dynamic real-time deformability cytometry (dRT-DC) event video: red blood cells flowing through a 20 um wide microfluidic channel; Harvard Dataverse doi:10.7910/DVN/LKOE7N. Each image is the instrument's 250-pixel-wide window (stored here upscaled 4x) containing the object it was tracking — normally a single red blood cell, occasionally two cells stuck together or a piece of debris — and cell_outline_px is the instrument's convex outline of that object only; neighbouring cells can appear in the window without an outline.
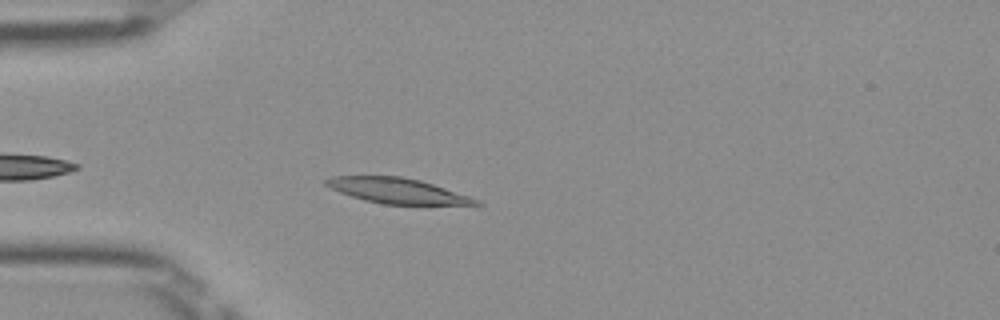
{"species": "Egyptian fruit bat (a non-hibernating species)", "species_latin": "Rousettus aegyptiacus", "temperature_condition": "room temperature", "stored_images_in_passage": 38, "camera_frame_rate_fps": 3000, "um_per_image_px": 0.085, "frame": {"image": 1, "passage_image": 4, "time_ms": 1.0, "image_size_px": [1000, 320], "cell_outline_px": [[484, 204], [384, 204], [364, 200], [340, 192], [324, 184], [324, 180], [332, 176], [400, 176], [420, 180], [480, 200]], "centroid_in_image_um": [33.73, 16.2], "position_along_channel_um": 51.3, "area_um2": 21.62}}
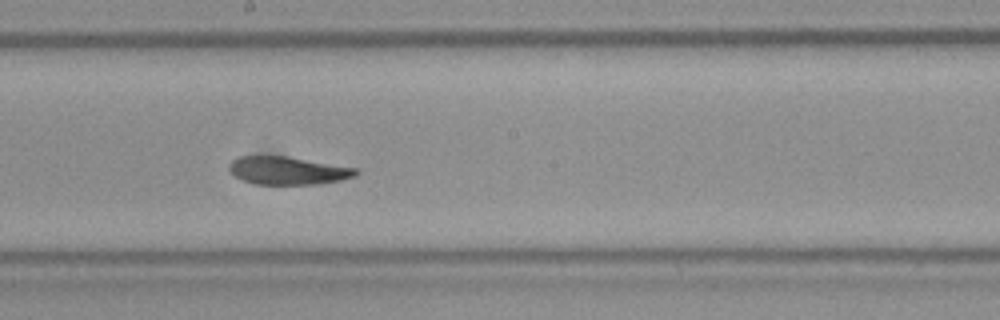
{"frame": {"image": 2, "passage_image": 18, "time_ms": 5.667, "image_size_px": [1000, 320], "cell_outline_px": [[360, 172], [356, 176], [340, 180], [316, 184], [256, 184], [244, 180], [228, 172], [228, 164], [232, 160], [240, 156], [288, 156], [360, 168]], "centroid_in_image_um": [24.5, 14.49], "position_along_channel_um": 223.7, "area_um2": 20.87}}
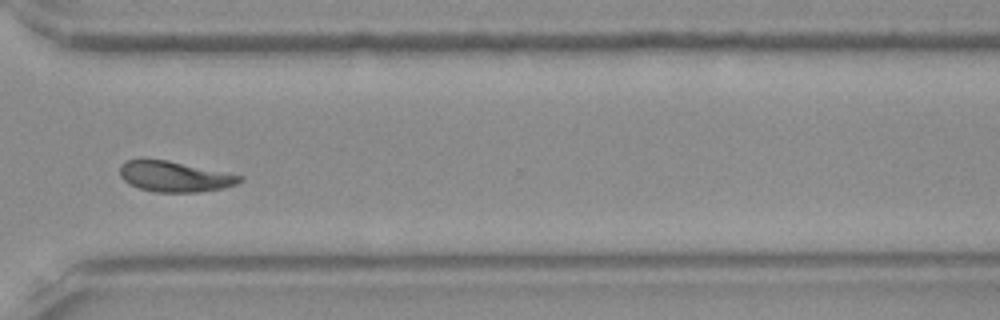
{"frame": {"image": 3, "passage_image": 28, "time_ms": 9.0, "image_size_px": [1000, 320], "cell_outline_px": [[244, 180], [236, 184], [224, 188], [200, 192], [156, 192], [140, 188], [128, 184], [120, 176], [120, 164], [124, 160], [140, 156], [144, 156], [168, 160], [244, 176]], "centroid_in_image_um": [14.78, 14.96], "position_along_channel_um": 355.8, "area_um2": 22.02}, "authors_computed_cell_mechanics": {"area_um2": 21.2415, "velocity_mm_per_s": 3.9637, "shape_relaxation_time_tau1_ms": null, "shape_relaxation_time_tau2_ms": 5.9717, "deformation_change_tau1": null, "deformation_change_tau2": 0.1059}}